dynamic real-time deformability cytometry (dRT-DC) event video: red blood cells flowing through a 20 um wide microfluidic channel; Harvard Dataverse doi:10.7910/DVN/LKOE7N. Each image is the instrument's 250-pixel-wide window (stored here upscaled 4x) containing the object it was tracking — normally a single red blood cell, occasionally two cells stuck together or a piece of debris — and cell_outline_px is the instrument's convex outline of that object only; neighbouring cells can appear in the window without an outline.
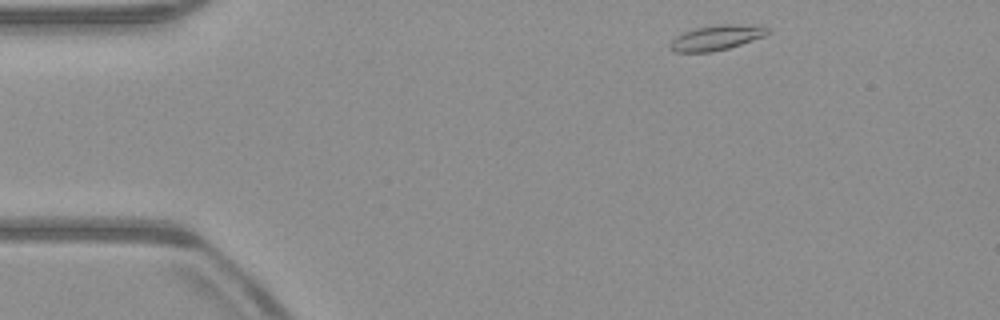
{"species": "common noctule bat (a hibernating species)", "species_latin": "Nyctalus noctula", "temperature_condition": "warm", "stored_images_in_passage": 46, "camera_frame_rate_fps": 3000, "um_per_image_px": 0.085, "animal": {"sex": "male", "body_mass_g": 23.1, "forearm_length_mm": 52.7}, "frame": {"image": 1, "passage_image": 1, "time_ms": 0.0, "image_size_px": [1000, 320], "cell_outline_px": [[768, 32], [764, 36], [728, 48], [712, 52], [676, 52], [668, 44], [676, 36], [684, 32], [696, 28], [716, 24], [736, 24], [768, 28]], "centroid_in_image_um": [60.84, 3.2], "position_along_channel_um": 24.2, "area_um2": 13.87}}
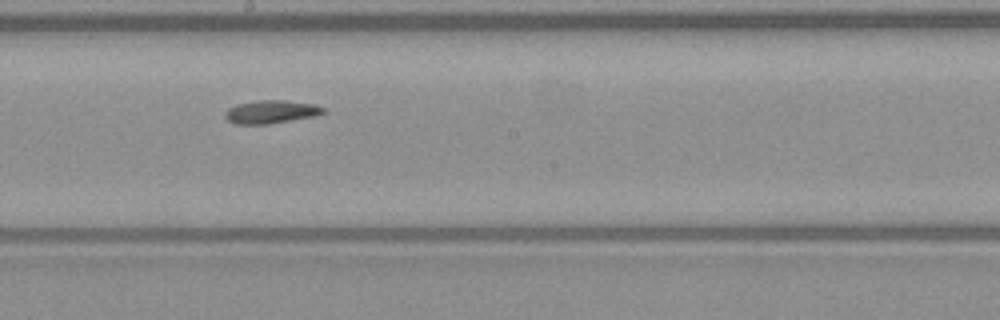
{"frame": {"image": 2, "passage_image": 22, "time_ms": 7.0, "image_size_px": [1000, 320], "cell_outline_px": [[324, 112], [316, 116], [268, 124], [236, 124], [228, 120], [224, 116], [224, 112], [228, 108], [236, 104], [256, 100], [284, 100], [312, 104], [324, 108]], "centroid_in_image_um": [22.99, 9.5], "position_along_channel_um": 225.2, "area_um2": 13.24}}
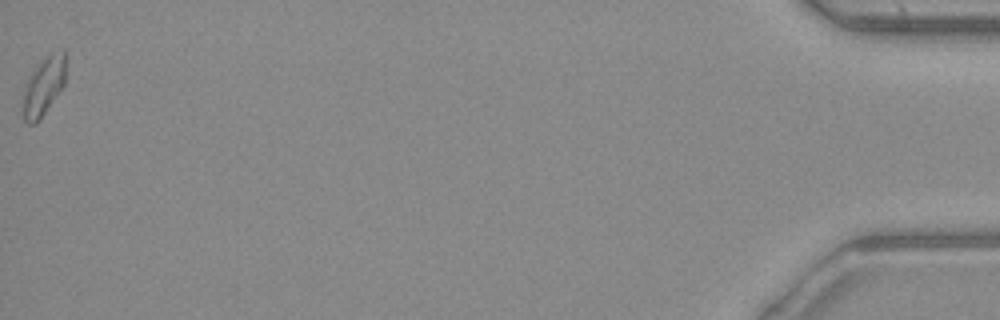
{"frame": {"image": 3, "passage_image": 46, "time_ms": 15.0, "image_size_px": [1000, 320], "cell_outline_px": [[64, 84], [36, 124], [28, 124], [24, 120], [20, 100], [24, 84], [32, 72], [56, 48], [64, 48]], "centroid_in_image_um": [3.64, 7.36], "position_along_channel_um": 431.6, "area_um2": 14.57}}